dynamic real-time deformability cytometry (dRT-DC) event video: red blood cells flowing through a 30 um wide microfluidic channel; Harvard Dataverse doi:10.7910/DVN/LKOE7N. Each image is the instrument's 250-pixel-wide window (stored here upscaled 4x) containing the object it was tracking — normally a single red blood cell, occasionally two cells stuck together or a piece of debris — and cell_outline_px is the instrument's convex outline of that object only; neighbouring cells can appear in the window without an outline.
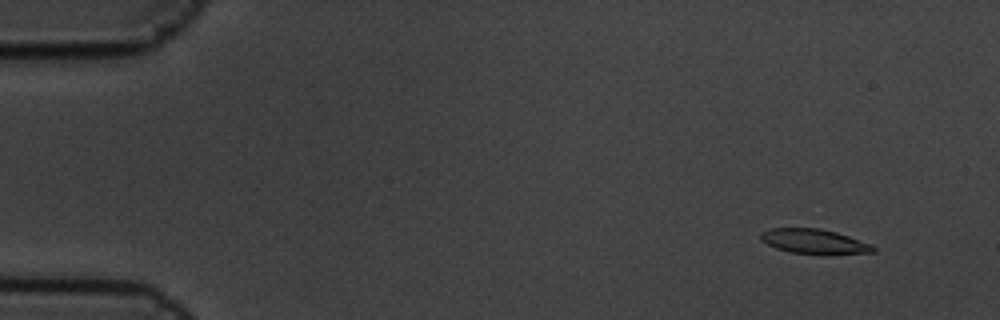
{"species": "common noctule bat (a hibernating species)", "species_latin": "Nyctalus noctula", "temperature_condition": "cold", "stored_images_in_passage": 5, "camera_frame_rate_fps": 3000, "um_per_image_px": 0.085, "animal": {"sex": "male", "body_mass_g": 19.5, "forearm_length_mm": 54.6}, "frame": {"image": 1, "passage_image": 2, "time_ms": 0.333, "image_size_px": [1000, 320], "cell_outline_px": [[876, 252], [828, 256], [820, 256], [792, 252], [776, 248], [760, 240], [760, 232], [772, 228], [820, 228], [836, 232], [872, 244], [876, 248]], "centroid_in_image_um": [69.26, 20.56], "position_along_channel_um": 15.7, "area_um2": 16.76}}